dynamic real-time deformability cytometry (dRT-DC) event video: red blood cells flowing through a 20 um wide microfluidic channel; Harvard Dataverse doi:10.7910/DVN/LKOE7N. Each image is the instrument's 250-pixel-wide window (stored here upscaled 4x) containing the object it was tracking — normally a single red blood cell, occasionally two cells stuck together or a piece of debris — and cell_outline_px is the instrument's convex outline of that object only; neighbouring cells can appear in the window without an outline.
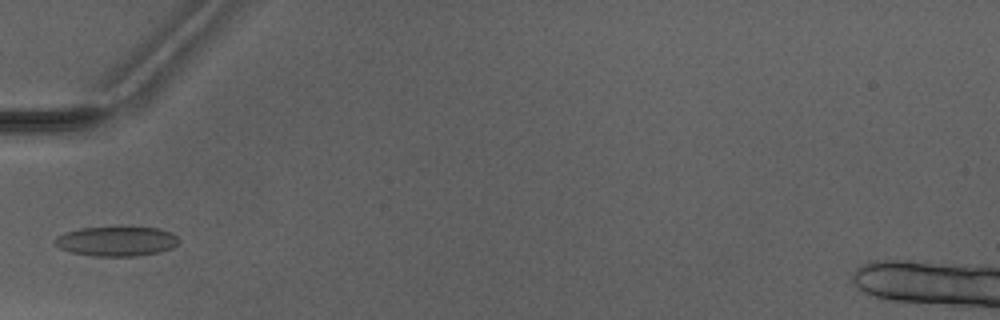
{"species": "Egyptian fruit bat (a non-hibernating species)", "species_latin": "Rousettus aegyptiacus", "temperature_condition": "warm", "stored_images_in_passage": 1, "camera_frame_rate_fps": 3000, "um_per_image_px": 0.085, "animal": {"sex": "male"}, "frame": {"image": 1, "passage_image": 1, "time_ms": 0.0, "image_size_px": [1000, 320], "cell_outline_px": [[180, 240], [172, 248], [160, 252], [136, 256], [92, 256], [72, 252], [60, 248], [52, 240], [56, 236], [64, 232], [80, 228], [120, 224], [128, 224], [160, 228], [172, 232]], "centroid_in_image_um": [9.92, 20.44], "position_along_channel_um": 75.1, "area_um2": 22.6}}